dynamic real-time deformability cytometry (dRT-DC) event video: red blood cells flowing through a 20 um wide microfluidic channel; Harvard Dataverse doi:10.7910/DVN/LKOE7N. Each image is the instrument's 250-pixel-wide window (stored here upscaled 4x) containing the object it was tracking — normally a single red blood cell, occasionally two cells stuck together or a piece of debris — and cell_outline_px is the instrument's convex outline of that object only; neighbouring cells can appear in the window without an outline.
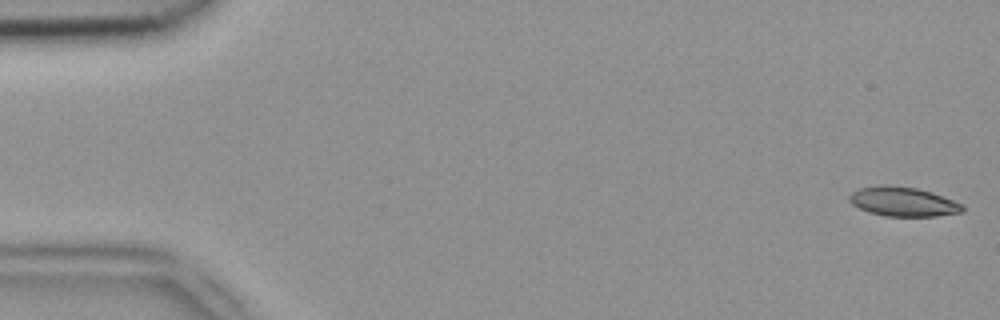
{"species": "common noctule bat (a hibernating species)", "species_latin": "Nyctalus noctula", "temperature_condition": "room temperature", "stored_images_in_passage": 50, "camera_frame_rate_fps": 3000, "um_per_image_px": 0.085, "animal": {"sex": "female", "body_mass_g": 18.4}, "frame": {"image": 1, "passage_image": 1, "time_ms": 0.0, "image_size_px": [1000, 320], "cell_outline_px": [[964, 212], [936, 216], [884, 216], [868, 212], [852, 204], [848, 200], [848, 196], [852, 192], [860, 188], [884, 184], [888, 184], [916, 188], [932, 192], [964, 204]], "centroid_in_image_um": [76.77, 17.14], "position_along_channel_um": 8.2, "area_um2": 19.54}}
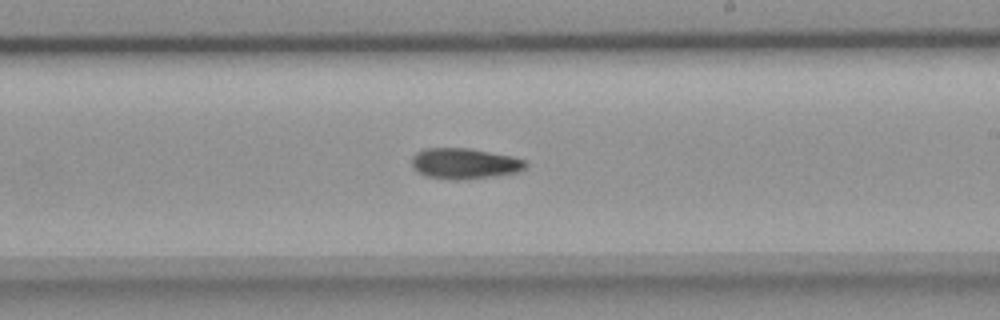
{"frame": {"image": 2, "passage_image": 29, "time_ms": 9.333, "image_size_px": [1000, 320], "cell_outline_px": [[528, 164], [524, 168], [516, 172], [492, 176], [464, 180], [456, 180], [428, 176], [420, 172], [412, 164], [412, 156], [416, 152], [424, 148], [468, 148], [512, 156], [524, 160]], "centroid_in_image_um": [39.48, 13.89], "position_along_channel_um": 249.5, "area_um2": 20.11}}
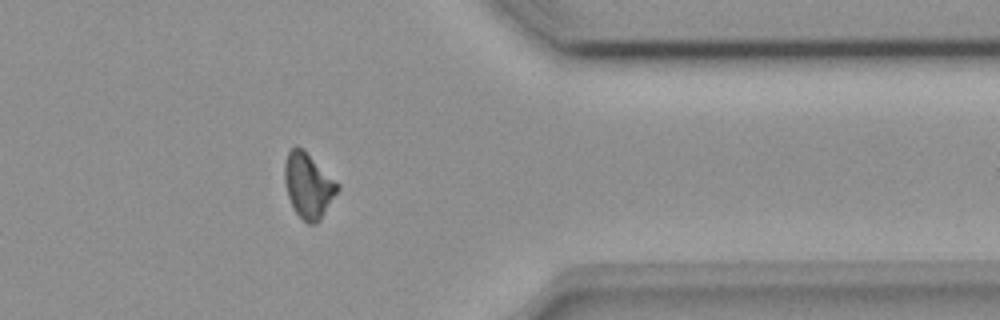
{"frame": {"image": 3, "passage_image": 40, "time_ms": 13.0, "image_size_px": [1000, 320], "cell_outline_px": [[340, 188], [320, 220], [316, 224], [308, 224], [292, 208], [288, 196], [284, 180], [284, 164], [288, 152], [296, 144], [340, 184]], "centroid_in_image_um": [26.2, 15.79], "position_along_channel_um": 385.2, "area_um2": 19.83}}